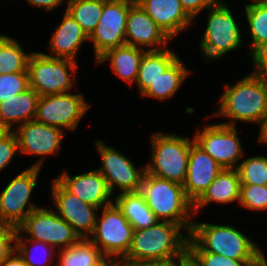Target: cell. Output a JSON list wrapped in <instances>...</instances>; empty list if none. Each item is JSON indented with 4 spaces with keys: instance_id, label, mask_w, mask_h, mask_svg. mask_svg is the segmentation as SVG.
I'll list each match as a JSON object with an SVG mask.
<instances>
[{
    "instance_id": "cell-1",
    "label": "cell",
    "mask_w": 267,
    "mask_h": 266,
    "mask_svg": "<svg viewBox=\"0 0 267 266\" xmlns=\"http://www.w3.org/2000/svg\"><path fill=\"white\" fill-rule=\"evenodd\" d=\"M168 221L134 230L128 254L120 262L186 260L190 235Z\"/></svg>"
},
{
    "instance_id": "cell-2",
    "label": "cell",
    "mask_w": 267,
    "mask_h": 266,
    "mask_svg": "<svg viewBox=\"0 0 267 266\" xmlns=\"http://www.w3.org/2000/svg\"><path fill=\"white\" fill-rule=\"evenodd\" d=\"M224 87L219 107L211 116L229 118L228 122L220 123L230 126H236L237 121L259 125L267 114L266 77L249 73L237 83H226Z\"/></svg>"
},
{
    "instance_id": "cell-3",
    "label": "cell",
    "mask_w": 267,
    "mask_h": 266,
    "mask_svg": "<svg viewBox=\"0 0 267 266\" xmlns=\"http://www.w3.org/2000/svg\"><path fill=\"white\" fill-rule=\"evenodd\" d=\"M188 240V252H209L234 260H255L261 247L237 228L194 221Z\"/></svg>"
},
{
    "instance_id": "cell-4",
    "label": "cell",
    "mask_w": 267,
    "mask_h": 266,
    "mask_svg": "<svg viewBox=\"0 0 267 266\" xmlns=\"http://www.w3.org/2000/svg\"><path fill=\"white\" fill-rule=\"evenodd\" d=\"M140 192L158 221L179 224L190 234L194 222L193 203L187 198L183 185L145 172Z\"/></svg>"
},
{
    "instance_id": "cell-5",
    "label": "cell",
    "mask_w": 267,
    "mask_h": 266,
    "mask_svg": "<svg viewBox=\"0 0 267 266\" xmlns=\"http://www.w3.org/2000/svg\"><path fill=\"white\" fill-rule=\"evenodd\" d=\"M192 140L176 133L155 132L150 136L152 153L146 173L183 185Z\"/></svg>"
},
{
    "instance_id": "cell-6",
    "label": "cell",
    "mask_w": 267,
    "mask_h": 266,
    "mask_svg": "<svg viewBox=\"0 0 267 266\" xmlns=\"http://www.w3.org/2000/svg\"><path fill=\"white\" fill-rule=\"evenodd\" d=\"M77 61L32 52L28 61L29 87L40 96L71 92L76 80ZM72 78V79H71Z\"/></svg>"
},
{
    "instance_id": "cell-7",
    "label": "cell",
    "mask_w": 267,
    "mask_h": 266,
    "mask_svg": "<svg viewBox=\"0 0 267 266\" xmlns=\"http://www.w3.org/2000/svg\"><path fill=\"white\" fill-rule=\"evenodd\" d=\"M207 25L200 41L206 61L222 59L242 44L241 30L226 2L219 1L208 9Z\"/></svg>"
},
{
    "instance_id": "cell-8",
    "label": "cell",
    "mask_w": 267,
    "mask_h": 266,
    "mask_svg": "<svg viewBox=\"0 0 267 266\" xmlns=\"http://www.w3.org/2000/svg\"><path fill=\"white\" fill-rule=\"evenodd\" d=\"M89 236L110 261H121L131 246L134 228L115 203L103 207ZM99 219V220H98Z\"/></svg>"
},
{
    "instance_id": "cell-9",
    "label": "cell",
    "mask_w": 267,
    "mask_h": 266,
    "mask_svg": "<svg viewBox=\"0 0 267 266\" xmlns=\"http://www.w3.org/2000/svg\"><path fill=\"white\" fill-rule=\"evenodd\" d=\"M17 232L27 239L50 244L56 250L77 243L81 238L55 210L38 207L17 227ZM63 246V247H62Z\"/></svg>"
},
{
    "instance_id": "cell-10",
    "label": "cell",
    "mask_w": 267,
    "mask_h": 266,
    "mask_svg": "<svg viewBox=\"0 0 267 266\" xmlns=\"http://www.w3.org/2000/svg\"><path fill=\"white\" fill-rule=\"evenodd\" d=\"M40 170L35 166L24 169L0 193V216L9 226L17 228L32 211L40 207L29 201Z\"/></svg>"
},
{
    "instance_id": "cell-11",
    "label": "cell",
    "mask_w": 267,
    "mask_h": 266,
    "mask_svg": "<svg viewBox=\"0 0 267 266\" xmlns=\"http://www.w3.org/2000/svg\"><path fill=\"white\" fill-rule=\"evenodd\" d=\"M132 0H104L98 24L89 37L96 60L106 51L126 45V24Z\"/></svg>"
},
{
    "instance_id": "cell-12",
    "label": "cell",
    "mask_w": 267,
    "mask_h": 266,
    "mask_svg": "<svg viewBox=\"0 0 267 266\" xmlns=\"http://www.w3.org/2000/svg\"><path fill=\"white\" fill-rule=\"evenodd\" d=\"M193 139L223 168L236 169L239 161L243 160L244 148L236 126L210 124L204 129H198Z\"/></svg>"
},
{
    "instance_id": "cell-13",
    "label": "cell",
    "mask_w": 267,
    "mask_h": 266,
    "mask_svg": "<svg viewBox=\"0 0 267 266\" xmlns=\"http://www.w3.org/2000/svg\"><path fill=\"white\" fill-rule=\"evenodd\" d=\"M89 108L90 104L80 93L40 96L34 120L63 131H75Z\"/></svg>"
},
{
    "instance_id": "cell-14",
    "label": "cell",
    "mask_w": 267,
    "mask_h": 266,
    "mask_svg": "<svg viewBox=\"0 0 267 266\" xmlns=\"http://www.w3.org/2000/svg\"><path fill=\"white\" fill-rule=\"evenodd\" d=\"M104 143L103 140L95 142L102 164L97 170L105 178L110 192L114 195L115 186L120 193L140 191L146 168L136 167L128 157Z\"/></svg>"
},
{
    "instance_id": "cell-15",
    "label": "cell",
    "mask_w": 267,
    "mask_h": 266,
    "mask_svg": "<svg viewBox=\"0 0 267 266\" xmlns=\"http://www.w3.org/2000/svg\"><path fill=\"white\" fill-rule=\"evenodd\" d=\"M51 199L56 213L63 218L83 238H89L97 219V207L83 202L69 192L56 178L51 183Z\"/></svg>"
},
{
    "instance_id": "cell-16",
    "label": "cell",
    "mask_w": 267,
    "mask_h": 266,
    "mask_svg": "<svg viewBox=\"0 0 267 266\" xmlns=\"http://www.w3.org/2000/svg\"><path fill=\"white\" fill-rule=\"evenodd\" d=\"M18 141V154L40 156L33 165L40 167L50 155H56L65 135L60 128L31 120L13 130ZM46 157V158H45Z\"/></svg>"
},
{
    "instance_id": "cell-17",
    "label": "cell",
    "mask_w": 267,
    "mask_h": 266,
    "mask_svg": "<svg viewBox=\"0 0 267 266\" xmlns=\"http://www.w3.org/2000/svg\"><path fill=\"white\" fill-rule=\"evenodd\" d=\"M125 35L126 45L148 51L166 49L171 40L137 2L129 9Z\"/></svg>"
},
{
    "instance_id": "cell-18",
    "label": "cell",
    "mask_w": 267,
    "mask_h": 266,
    "mask_svg": "<svg viewBox=\"0 0 267 266\" xmlns=\"http://www.w3.org/2000/svg\"><path fill=\"white\" fill-rule=\"evenodd\" d=\"M223 167L191 141L187 176L183 184L187 198L194 204L214 181Z\"/></svg>"
},
{
    "instance_id": "cell-19",
    "label": "cell",
    "mask_w": 267,
    "mask_h": 266,
    "mask_svg": "<svg viewBox=\"0 0 267 266\" xmlns=\"http://www.w3.org/2000/svg\"><path fill=\"white\" fill-rule=\"evenodd\" d=\"M69 192L99 209L114 203L105 178L97 170L70 176L66 170L55 177Z\"/></svg>"
},
{
    "instance_id": "cell-20",
    "label": "cell",
    "mask_w": 267,
    "mask_h": 266,
    "mask_svg": "<svg viewBox=\"0 0 267 266\" xmlns=\"http://www.w3.org/2000/svg\"><path fill=\"white\" fill-rule=\"evenodd\" d=\"M137 3L171 40L193 23L180 0H138Z\"/></svg>"
},
{
    "instance_id": "cell-21",
    "label": "cell",
    "mask_w": 267,
    "mask_h": 266,
    "mask_svg": "<svg viewBox=\"0 0 267 266\" xmlns=\"http://www.w3.org/2000/svg\"><path fill=\"white\" fill-rule=\"evenodd\" d=\"M89 42V37L81 28L80 24L65 10L62 21L52 33L50 39V54L53 58L76 60V55L83 42Z\"/></svg>"
},
{
    "instance_id": "cell-22",
    "label": "cell",
    "mask_w": 267,
    "mask_h": 266,
    "mask_svg": "<svg viewBox=\"0 0 267 266\" xmlns=\"http://www.w3.org/2000/svg\"><path fill=\"white\" fill-rule=\"evenodd\" d=\"M241 181L237 169L223 168L208 186L203 195L193 204V212L196 215L199 209L212 202L228 204L240 199Z\"/></svg>"
},
{
    "instance_id": "cell-23",
    "label": "cell",
    "mask_w": 267,
    "mask_h": 266,
    "mask_svg": "<svg viewBox=\"0 0 267 266\" xmlns=\"http://www.w3.org/2000/svg\"><path fill=\"white\" fill-rule=\"evenodd\" d=\"M40 95L32 88L13 95L0 103V123L7 125L11 130L34 120ZM15 124V125H14Z\"/></svg>"
},
{
    "instance_id": "cell-24",
    "label": "cell",
    "mask_w": 267,
    "mask_h": 266,
    "mask_svg": "<svg viewBox=\"0 0 267 266\" xmlns=\"http://www.w3.org/2000/svg\"><path fill=\"white\" fill-rule=\"evenodd\" d=\"M148 50L123 45L106 51L96 60V65L110 60L111 70L128 84L135 83L141 60Z\"/></svg>"
},
{
    "instance_id": "cell-25",
    "label": "cell",
    "mask_w": 267,
    "mask_h": 266,
    "mask_svg": "<svg viewBox=\"0 0 267 266\" xmlns=\"http://www.w3.org/2000/svg\"><path fill=\"white\" fill-rule=\"evenodd\" d=\"M191 73L178 57L151 85L141 97L165 101L171 99Z\"/></svg>"
},
{
    "instance_id": "cell-26",
    "label": "cell",
    "mask_w": 267,
    "mask_h": 266,
    "mask_svg": "<svg viewBox=\"0 0 267 266\" xmlns=\"http://www.w3.org/2000/svg\"><path fill=\"white\" fill-rule=\"evenodd\" d=\"M114 197V203L122 211L134 230L149 228L158 222L140 191L123 192Z\"/></svg>"
},
{
    "instance_id": "cell-27",
    "label": "cell",
    "mask_w": 267,
    "mask_h": 266,
    "mask_svg": "<svg viewBox=\"0 0 267 266\" xmlns=\"http://www.w3.org/2000/svg\"><path fill=\"white\" fill-rule=\"evenodd\" d=\"M57 266H106L110 260L88 238L58 250Z\"/></svg>"
},
{
    "instance_id": "cell-28",
    "label": "cell",
    "mask_w": 267,
    "mask_h": 266,
    "mask_svg": "<svg viewBox=\"0 0 267 266\" xmlns=\"http://www.w3.org/2000/svg\"><path fill=\"white\" fill-rule=\"evenodd\" d=\"M176 52L166 48L159 51H147L140 63L135 81L140 95L154 82L177 58Z\"/></svg>"
},
{
    "instance_id": "cell-29",
    "label": "cell",
    "mask_w": 267,
    "mask_h": 266,
    "mask_svg": "<svg viewBox=\"0 0 267 266\" xmlns=\"http://www.w3.org/2000/svg\"><path fill=\"white\" fill-rule=\"evenodd\" d=\"M31 54L16 39L0 34V74L28 72Z\"/></svg>"
},
{
    "instance_id": "cell-30",
    "label": "cell",
    "mask_w": 267,
    "mask_h": 266,
    "mask_svg": "<svg viewBox=\"0 0 267 266\" xmlns=\"http://www.w3.org/2000/svg\"><path fill=\"white\" fill-rule=\"evenodd\" d=\"M66 11L80 24L88 37L95 30L103 11L104 0H65Z\"/></svg>"
},
{
    "instance_id": "cell-31",
    "label": "cell",
    "mask_w": 267,
    "mask_h": 266,
    "mask_svg": "<svg viewBox=\"0 0 267 266\" xmlns=\"http://www.w3.org/2000/svg\"><path fill=\"white\" fill-rule=\"evenodd\" d=\"M28 243H33V245L28 248ZM15 250L24 259L25 263L28 266H48L54 263L53 259L54 255H56V249L50 244L29 240L27 239V237H22L18 232H16ZM39 252L41 255L39 254ZM40 258L42 259V261Z\"/></svg>"
},
{
    "instance_id": "cell-32",
    "label": "cell",
    "mask_w": 267,
    "mask_h": 266,
    "mask_svg": "<svg viewBox=\"0 0 267 266\" xmlns=\"http://www.w3.org/2000/svg\"><path fill=\"white\" fill-rule=\"evenodd\" d=\"M244 8L251 34L250 53L257 45L267 42V2L252 0Z\"/></svg>"
},
{
    "instance_id": "cell-33",
    "label": "cell",
    "mask_w": 267,
    "mask_h": 266,
    "mask_svg": "<svg viewBox=\"0 0 267 266\" xmlns=\"http://www.w3.org/2000/svg\"><path fill=\"white\" fill-rule=\"evenodd\" d=\"M241 184L267 185V156H251L236 168Z\"/></svg>"
},
{
    "instance_id": "cell-34",
    "label": "cell",
    "mask_w": 267,
    "mask_h": 266,
    "mask_svg": "<svg viewBox=\"0 0 267 266\" xmlns=\"http://www.w3.org/2000/svg\"><path fill=\"white\" fill-rule=\"evenodd\" d=\"M239 205L253 211L267 210V185L241 184Z\"/></svg>"
},
{
    "instance_id": "cell-35",
    "label": "cell",
    "mask_w": 267,
    "mask_h": 266,
    "mask_svg": "<svg viewBox=\"0 0 267 266\" xmlns=\"http://www.w3.org/2000/svg\"><path fill=\"white\" fill-rule=\"evenodd\" d=\"M29 88V73L0 74V103Z\"/></svg>"
},
{
    "instance_id": "cell-36",
    "label": "cell",
    "mask_w": 267,
    "mask_h": 266,
    "mask_svg": "<svg viewBox=\"0 0 267 266\" xmlns=\"http://www.w3.org/2000/svg\"><path fill=\"white\" fill-rule=\"evenodd\" d=\"M188 259L196 266H248L254 260H234L209 252H187Z\"/></svg>"
},
{
    "instance_id": "cell-37",
    "label": "cell",
    "mask_w": 267,
    "mask_h": 266,
    "mask_svg": "<svg viewBox=\"0 0 267 266\" xmlns=\"http://www.w3.org/2000/svg\"><path fill=\"white\" fill-rule=\"evenodd\" d=\"M18 150V141L14 131L0 142V172L9 166Z\"/></svg>"
},
{
    "instance_id": "cell-38",
    "label": "cell",
    "mask_w": 267,
    "mask_h": 266,
    "mask_svg": "<svg viewBox=\"0 0 267 266\" xmlns=\"http://www.w3.org/2000/svg\"><path fill=\"white\" fill-rule=\"evenodd\" d=\"M255 69L251 72L257 76H267V42L257 45L250 53Z\"/></svg>"
},
{
    "instance_id": "cell-39",
    "label": "cell",
    "mask_w": 267,
    "mask_h": 266,
    "mask_svg": "<svg viewBox=\"0 0 267 266\" xmlns=\"http://www.w3.org/2000/svg\"><path fill=\"white\" fill-rule=\"evenodd\" d=\"M17 228L8 226L0 234V264L15 250Z\"/></svg>"
},
{
    "instance_id": "cell-40",
    "label": "cell",
    "mask_w": 267,
    "mask_h": 266,
    "mask_svg": "<svg viewBox=\"0 0 267 266\" xmlns=\"http://www.w3.org/2000/svg\"><path fill=\"white\" fill-rule=\"evenodd\" d=\"M220 0H180L186 14L193 20L204 9L217 4Z\"/></svg>"
},
{
    "instance_id": "cell-41",
    "label": "cell",
    "mask_w": 267,
    "mask_h": 266,
    "mask_svg": "<svg viewBox=\"0 0 267 266\" xmlns=\"http://www.w3.org/2000/svg\"><path fill=\"white\" fill-rule=\"evenodd\" d=\"M185 260L120 262L123 266H181Z\"/></svg>"
},
{
    "instance_id": "cell-42",
    "label": "cell",
    "mask_w": 267,
    "mask_h": 266,
    "mask_svg": "<svg viewBox=\"0 0 267 266\" xmlns=\"http://www.w3.org/2000/svg\"><path fill=\"white\" fill-rule=\"evenodd\" d=\"M26 2L33 7L44 8L46 11H51L64 4V0H26Z\"/></svg>"
},
{
    "instance_id": "cell-43",
    "label": "cell",
    "mask_w": 267,
    "mask_h": 266,
    "mask_svg": "<svg viewBox=\"0 0 267 266\" xmlns=\"http://www.w3.org/2000/svg\"><path fill=\"white\" fill-rule=\"evenodd\" d=\"M0 266H28L24 259L14 250Z\"/></svg>"
},
{
    "instance_id": "cell-44",
    "label": "cell",
    "mask_w": 267,
    "mask_h": 266,
    "mask_svg": "<svg viewBox=\"0 0 267 266\" xmlns=\"http://www.w3.org/2000/svg\"><path fill=\"white\" fill-rule=\"evenodd\" d=\"M260 132L258 135V143H262L267 146V114L264 116L263 120L259 124Z\"/></svg>"
},
{
    "instance_id": "cell-45",
    "label": "cell",
    "mask_w": 267,
    "mask_h": 266,
    "mask_svg": "<svg viewBox=\"0 0 267 266\" xmlns=\"http://www.w3.org/2000/svg\"><path fill=\"white\" fill-rule=\"evenodd\" d=\"M248 266H267V259L262 252L254 261L250 262Z\"/></svg>"
},
{
    "instance_id": "cell-46",
    "label": "cell",
    "mask_w": 267,
    "mask_h": 266,
    "mask_svg": "<svg viewBox=\"0 0 267 266\" xmlns=\"http://www.w3.org/2000/svg\"><path fill=\"white\" fill-rule=\"evenodd\" d=\"M13 130L7 125L0 123V142L6 138Z\"/></svg>"
},
{
    "instance_id": "cell-47",
    "label": "cell",
    "mask_w": 267,
    "mask_h": 266,
    "mask_svg": "<svg viewBox=\"0 0 267 266\" xmlns=\"http://www.w3.org/2000/svg\"><path fill=\"white\" fill-rule=\"evenodd\" d=\"M9 225L1 218L0 216V234L8 227Z\"/></svg>"
},
{
    "instance_id": "cell-48",
    "label": "cell",
    "mask_w": 267,
    "mask_h": 266,
    "mask_svg": "<svg viewBox=\"0 0 267 266\" xmlns=\"http://www.w3.org/2000/svg\"><path fill=\"white\" fill-rule=\"evenodd\" d=\"M106 266H123L120 261H110Z\"/></svg>"
},
{
    "instance_id": "cell-49",
    "label": "cell",
    "mask_w": 267,
    "mask_h": 266,
    "mask_svg": "<svg viewBox=\"0 0 267 266\" xmlns=\"http://www.w3.org/2000/svg\"><path fill=\"white\" fill-rule=\"evenodd\" d=\"M181 266H196L188 258L182 263Z\"/></svg>"
},
{
    "instance_id": "cell-50",
    "label": "cell",
    "mask_w": 267,
    "mask_h": 266,
    "mask_svg": "<svg viewBox=\"0 0 267 266\" xmlns=\"http://www.w3.org/2000/svg\"><path fill=\"white\" fill-rule=\"evenodd\" d=\"M250 1V0H249ZM252 1V0H251ZM254 1H258V2H267V0H254Z\"/></svg>"
}]
</instances>
